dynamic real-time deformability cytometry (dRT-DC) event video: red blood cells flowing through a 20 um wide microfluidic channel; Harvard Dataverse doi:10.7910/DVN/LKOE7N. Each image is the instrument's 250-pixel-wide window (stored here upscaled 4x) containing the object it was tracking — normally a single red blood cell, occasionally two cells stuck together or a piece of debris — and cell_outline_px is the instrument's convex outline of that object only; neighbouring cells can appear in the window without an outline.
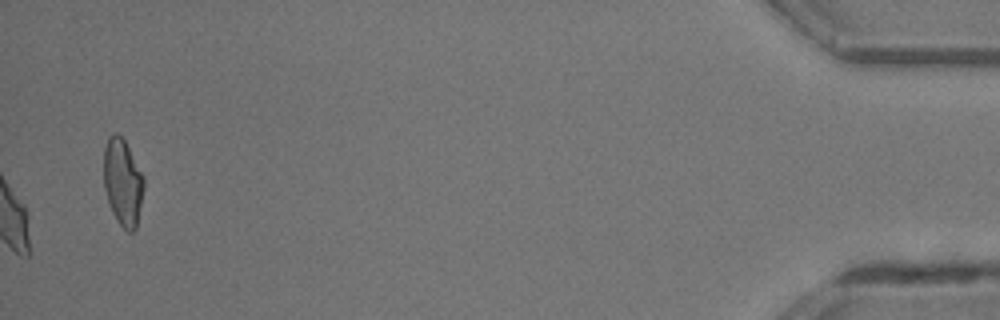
{"species": "common noctule bat (a hibernating species)", "species_latin": "Nyctalus noctula", "temperature_condition": "room temperature", "stored_images_in_passage": 44, "camera_frame_rate_fps": 3000, "um_per_image_px": 0.085, "animal": {"sex": "male", "body_mass_g": 13.3}, "frame": {"image": 1, "passage_image": 44, "time_ms": 14.333, "image_size_px": [1000, 320], "cell_outline_px": [[144, 188], [136, 228], [132, 232], [128, 232], [116, 220], [112, 212], [104, 188], [104, 148], [108, 136], [112, 132], [116, 132], [124, 140], [144, 176]], "centroid_in_image_um": [10.43, 15.48], "position_along_channel_um": 424.8, "area_um2": 20.29}}